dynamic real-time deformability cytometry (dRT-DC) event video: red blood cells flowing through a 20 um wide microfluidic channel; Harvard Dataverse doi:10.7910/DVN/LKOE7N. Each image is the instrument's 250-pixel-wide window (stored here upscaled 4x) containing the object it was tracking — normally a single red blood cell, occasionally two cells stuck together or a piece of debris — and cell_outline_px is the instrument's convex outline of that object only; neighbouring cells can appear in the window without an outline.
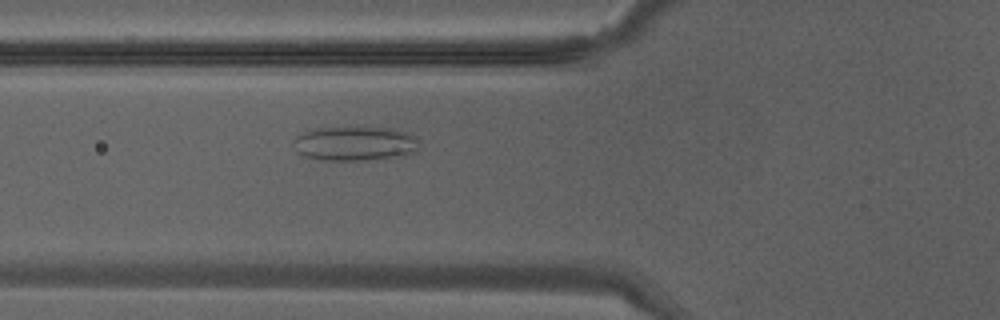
{"species": "Egyptian fruit bat (a non-hibernating species)", "species_latin": "Rousettus aegyptiacus", "temperature_condition": "warm", "stored_images_in_passage": 21, "camera_frame_rate_fps": 3000, "um_per_image_px": 0.085, "animal": {"sex": "male"}, "frame": {"image": 1, "passage_image": 8, "time_ms": 2.333, "image_size_px": [1000, 320], "cell_outline_px": [[420, 140], [416, 152], [404, 156], [364, 160], [320, 160], [300, 156], [296, 152], [292, 144], [292, 140], [296, 136], [312, 128], [392, 128], [408, 132]], "centroid_in_image_um": [30.14, 12.21], "position_along_channel_um": 95.7, "area_um2": 25.61}}
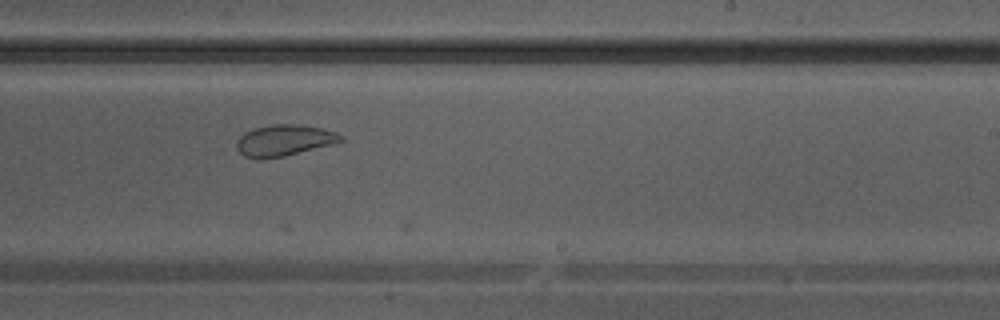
{"frame": {"image": 2, "passage_image": 18, "time_ms": 5.667, "image_size_px": [1000, 320], "cell_outline_px": [[344, 140], [336, 144], [284, 156], [260, 160], [244, 156], [236, 148], [236, 140], [244, 132], [252, 128], [272, 124], [304, 124], [336, 132], [344, 136]], "centroid_in_image_um": [24.16, 11.93], "position_along_channel_um": 264.8, "area_um2": 19.42}}